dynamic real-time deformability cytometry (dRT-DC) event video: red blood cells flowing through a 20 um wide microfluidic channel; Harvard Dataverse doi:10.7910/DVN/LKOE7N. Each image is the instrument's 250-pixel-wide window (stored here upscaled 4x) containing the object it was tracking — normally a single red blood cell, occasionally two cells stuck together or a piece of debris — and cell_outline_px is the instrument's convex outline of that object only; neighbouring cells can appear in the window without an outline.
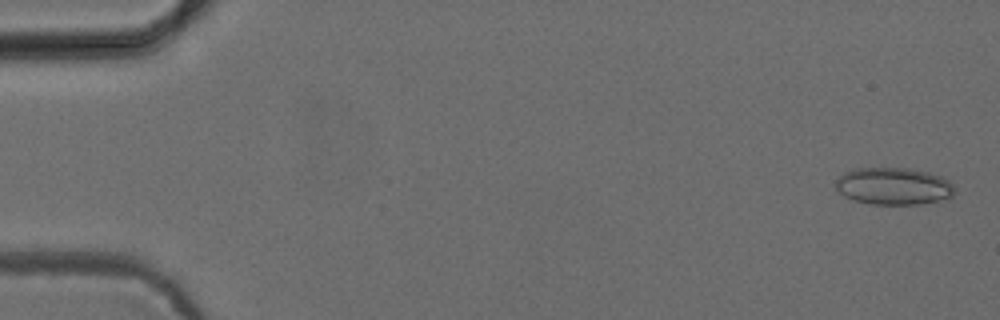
{"species": "common noctule bat (a hibernating species)", "species_latin": "Nyctalus noctula", "temperature_condition": "cold", "stored_images_in_passage": 53, "camera_frame_rate_fps": 3000, "um_per_image_px": 0.085, "animal": {"sex": "female", "body_mass_g": 24.6, "forearm_length_mm": 56.2}, "frame": {"image": 1, "passage_image": 2, "time_ms": 0.333, "image_size_px": [1000, 320], "cell_outline_px": [[956, 192], [952, 196], [920, 204], [868, 204], [844, 196], [836, 188], [836, 180], [844, 172], [856, 168], [908, 168], [928, 172], [940, 176], [948, 180], [956, 188]], "centroid_in_image_um": [75.95, 15.82], "position_along_channel_um": 9.0, "area_um2": 25.66}}
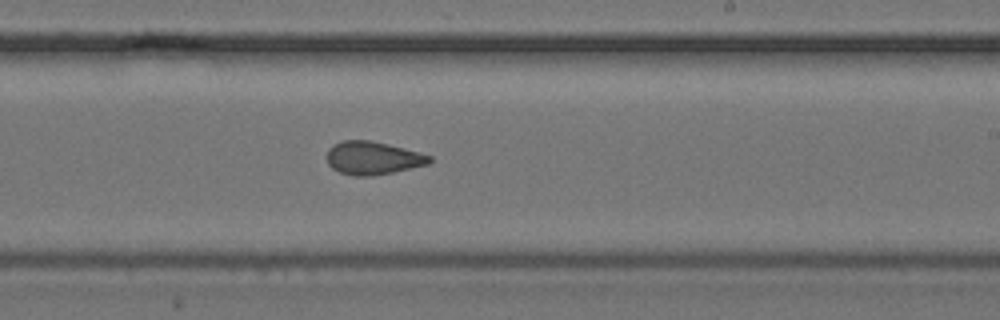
{"frame": {"image": 2, "passage_image": 32, "time_ms": 10.333, "image_size_px": [1000, 320], "cell_outline_px": [[432, 160], [428, 164], [392, 172], [372, 176], [352, 176], [340, 172], [332, 168], [328, 164], [328, 148], [332, 144], [344, 140], [368, 140], [388, 144], [420, 152], [432, 156]], "centroid_in_image_um": [31.68, 13.43], "position_along_channel_um": 257.3, "area_um2": 19.77}}
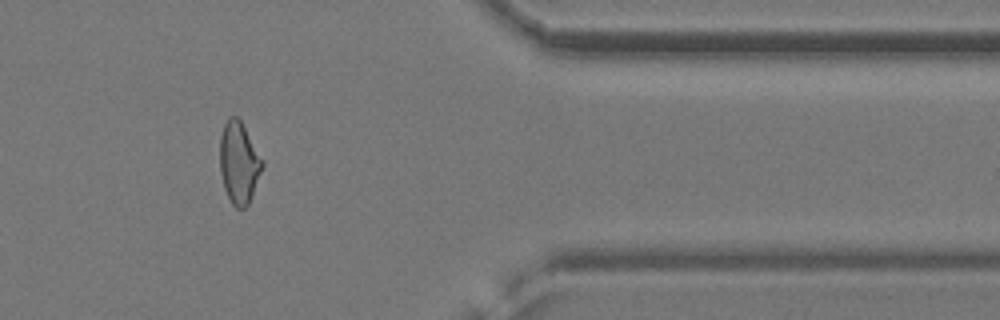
{"frame": {"image": 3, "passage_image": 44, "time_ms": 14.333, "image_size_px": [1000, 320], "cell_outline_px": [[264, 164], [248, 204], [244, 208], [236, 208], [232, 204], [224, 188], [220, 172], [220, 136], [224, 124], [228, 116], [236, 116], [240, 120], [264, 160]], "centroid_in_image_um": [20.3, 13.81], "position_along_channel_um": 391.1, "area_um2": 20.11}, "authors_computed_cell_mechanics": {"area_um2": 20.4034, "velocity_mm_per_s": 3.907, "shape_relaxation_time_tau1_ms": null, "shape_relaxation_time_tau2_ms": 2.1979, "deformation_change_tau1": null, "deformation_change_tau2": 0.0861}}